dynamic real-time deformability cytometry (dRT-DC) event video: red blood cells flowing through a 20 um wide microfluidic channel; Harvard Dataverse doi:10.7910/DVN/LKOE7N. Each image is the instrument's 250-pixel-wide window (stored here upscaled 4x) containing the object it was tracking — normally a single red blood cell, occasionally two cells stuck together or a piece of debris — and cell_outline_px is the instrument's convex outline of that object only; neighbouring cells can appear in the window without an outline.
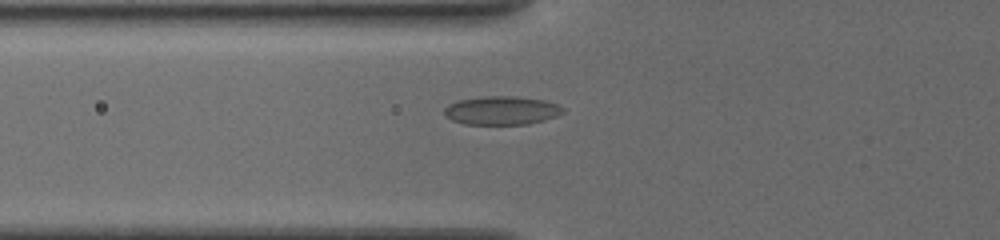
{"species": "common noctule bat (a hibernating species)", "species_latin": "Nyctalus noctula", "temperature_condition": "cold", "stored_images_in_passage": 13, "camera_frame_rate_fps": 3000, "um_per_image_px": 0.085, "animal": {"sex": "female", "body_mass_g": 19.5, "forearm_length_mm": 54.1}, "frame": {"image": 1, "passage_image": 3, "time_ms": 0.667, "image_size_px": [1000, 240], "cell_outline_px": [[564, 112], [556, 116], [544, 120], [528, 124], [464, 124], [452, 120], [444, 116], [444, 108], [448, 104], [460, 100], [480, 96], [516, 96], [544, 100], [556, 104], [564, 108]], "centroid_in_image_um": [42.62, 9.38], "position_along_channel_um": 83.2, "area_um2": 19.83}}
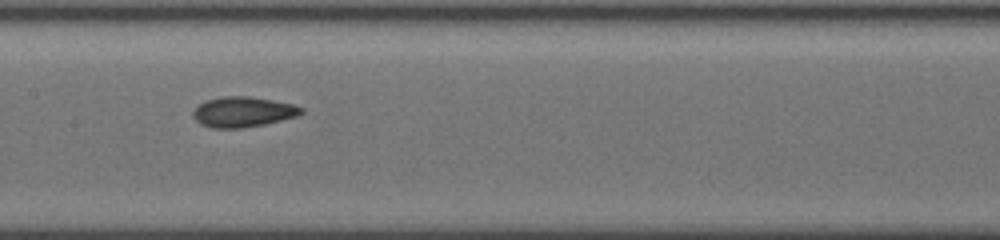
{"frame": {"image": 2, "passage_image": 9, "time_ms": 3.333, "image_size_px": [1000, 240], "cell_outline_px": [[304, 112], [300, 116], [264, 124], [244, 128], [212, 128], [200, 124], [192, 116], [192, 112], [204, 100], [220, 96], [248, 96], [272, 100], [292, 104], [304, 108]], "centroid_in_image_um": [20.66, 9.51], "position_along_channel_um": 186.7, "area_um2": 19.31}}
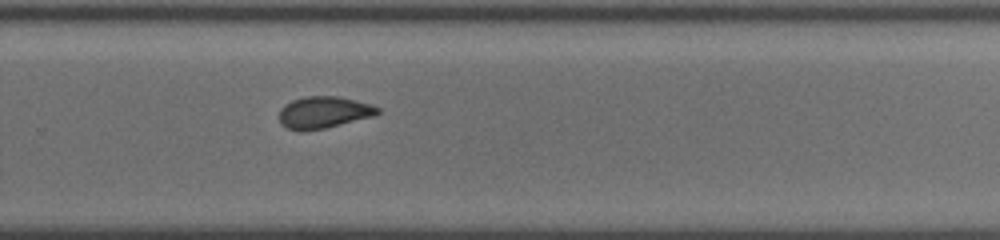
{"frame": {"image": 3, "passage_image": 13, "time_ms": 6.333, "image_size_px": [1000, 240], "cell_outline_px": [[380, 112], [376, 116], [324, 128], [300, 132], [288, 128], [280, 124], [280, 108], [284, 104], [292, 100], [304, 96], [340, 96], [372, 104], [380, 108]], "centroid_in_image_um": [27.53, 9.55], "position_along_channel_um": 302.3, "area_um2": 18.55}}